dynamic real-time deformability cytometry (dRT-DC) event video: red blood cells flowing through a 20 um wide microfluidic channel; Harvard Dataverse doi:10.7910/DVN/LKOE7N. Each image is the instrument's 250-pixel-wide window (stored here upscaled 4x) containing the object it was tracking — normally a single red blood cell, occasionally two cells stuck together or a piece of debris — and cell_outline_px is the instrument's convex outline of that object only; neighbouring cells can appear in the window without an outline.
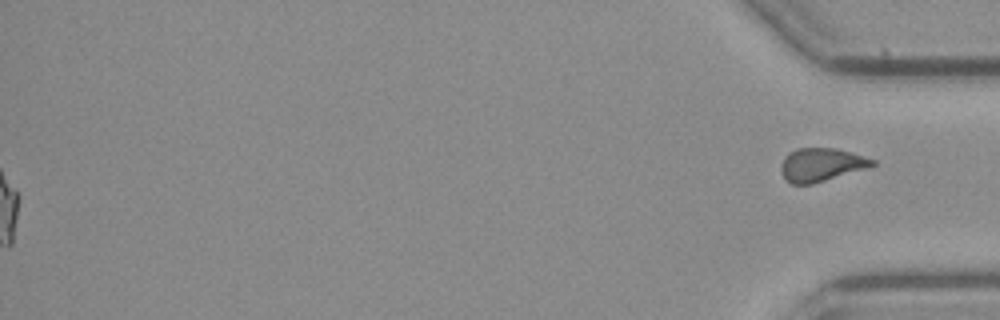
{"species": "common noctule bat (a hibernating species)", "species_latin": "Nyctalus noctula", "temperature_condition": "cold", "stored_images_in_passage": 51, "segment_of_instrument_passage": [2, 2], "camera_frame_rate_fps": 3000, "um_per_image_px": 0.085, "animal": {"sex": "female", "body_mass_g": 21.9}, "frame": {"image": 1, "passage_image": 51, "time_ms": 16.667, "image_size_px": [1000, 320], "cell_outline_px": [[876, 164], [868, 168], [812, 184], [792, 184], [784, 180], [780, 172], [780, 164], [784, 156], [788, 152], [796, 148], [836, 148], [852, 152], [876, 160]], "centroid_in_image_um": [69.77, 14.0], "position_along_channel_um": 365.4, "area_um2": 18.09}}